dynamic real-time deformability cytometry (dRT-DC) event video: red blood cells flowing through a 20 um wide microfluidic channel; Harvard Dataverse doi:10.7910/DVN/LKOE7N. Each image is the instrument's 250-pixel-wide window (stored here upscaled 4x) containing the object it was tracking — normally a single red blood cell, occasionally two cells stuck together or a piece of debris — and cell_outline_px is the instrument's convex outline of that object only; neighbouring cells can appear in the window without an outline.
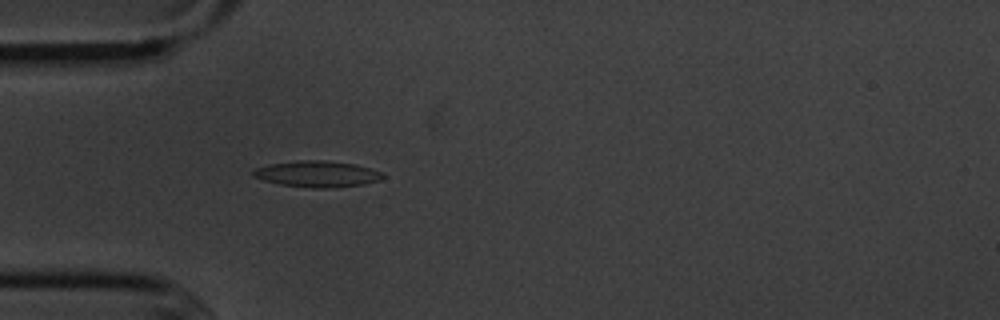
{"species": "common noctule bat (a hibernating species)", "species_latin": "Nyctalus noctula", "temperature_condition": "cold", "stored_images_in_passage": 40, "camera_frame_rate_fps": 3000, "um_per_image_px": 0.085, "animal": {"sex": "male", "body_mass_g": 20.1, "forearm_length_mm": 53.5}, "frame": {"image": 1, "passage_image": 1, "time_ms": 0.0, "image_size_px": [1000, 320], "cell_outline_px": [[384, 176], [380, 180], [364, 184], [336, 188], [312, 188], [280, 184], [264, 180], [252, 176], [252, 172], [256, 168], [268, 164], [296, 160], [324, 160], [356, 164], [372, 168], [384, 172]], "centroid_in_image_um": [27.0, 14.78], "position_along_channel_um": 58.0, "area_um2": 20.06}}
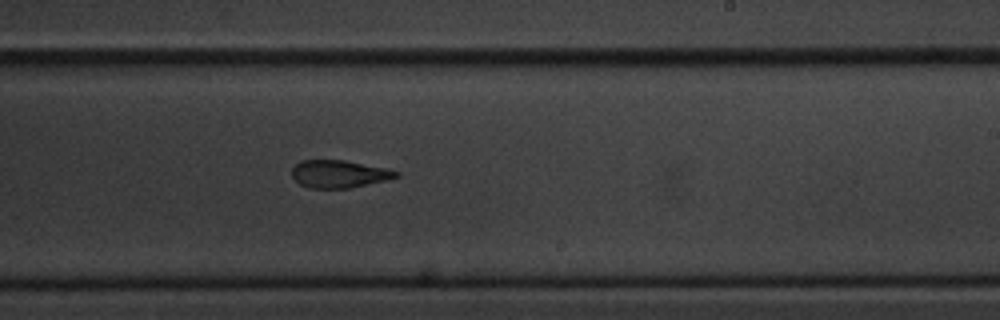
{"frame": {"image": 2, "passage_image": 18, "time_ms": 5.667, "image_size_px": [1000, 320], "cell_outline_px": [[400, 176], [384, 180], [348, 188], [308, 188], [300, 184], [292, 176], [292, 168], [300, 160], [344, 160], [388, 168], [400, 172]], "centroid_in_image_um": [28.81, 14.77], "position_along_channel_um": 260.2, "area_um2": 16.7}}
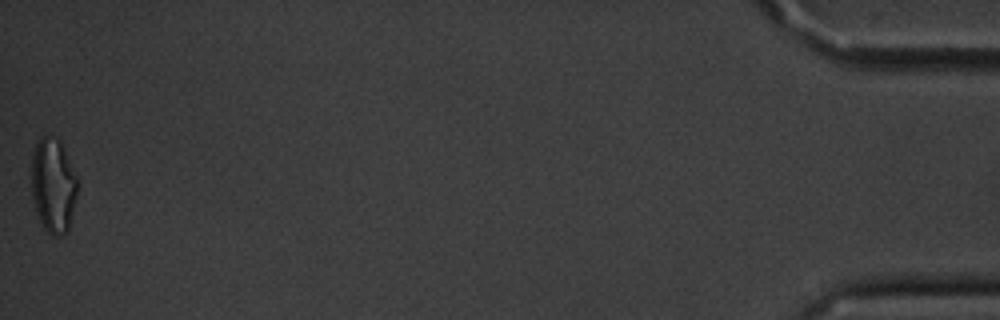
{"frame": {"image": 3, "passage_image": 40, "time_ms": 13.0, "image_size_px": [1000, 320], "cell_outline_px": [[76, 196], [68, 232], [64, 236], [52, 236], [44, 228], [36, 212], [32, 196], [32, 156], [36, 144], [40, 136], [48, 136], [60, 140], [64, 148], [76, 176]], "centroid_in_image_um": [4.52, 15.79], "position_along_channel_um": 430.7, "area_um2": 25.2}, "authors_computed_cell_mechanics": {"area_um2": 18.1203, "velocity_mm_per_s": 3.6221, "shape_relaxation_time_tau1_ms": 6.5551, "shape_relaxation_time_tau2_ms": 3.3922, "deformation_change_tau1": 0.187, "deformation_change_tau2": 0.1127}}